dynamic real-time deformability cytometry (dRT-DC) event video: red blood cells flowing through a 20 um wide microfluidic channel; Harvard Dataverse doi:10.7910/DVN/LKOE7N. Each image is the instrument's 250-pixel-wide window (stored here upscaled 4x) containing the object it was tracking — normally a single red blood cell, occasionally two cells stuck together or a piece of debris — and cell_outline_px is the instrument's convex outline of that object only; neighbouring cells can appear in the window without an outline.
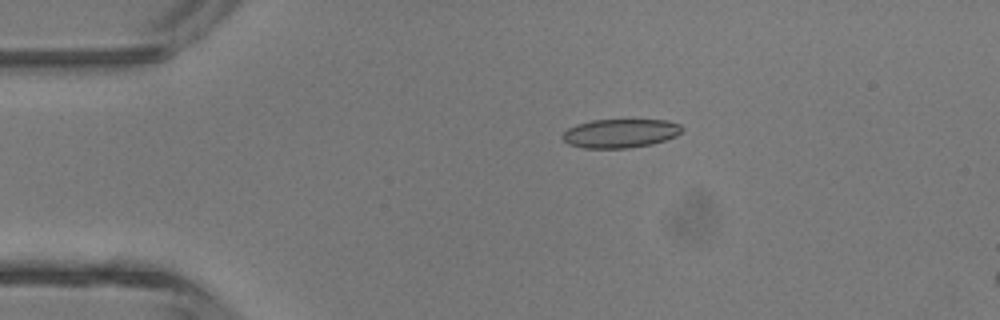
{"species": "common noctule bat (a hibernating species)", "species_latin": "Nyctalus noctula", "temperature_condition": "room temperature", "stored_images_in_passage": 3, "camera_frame_rate_fps": 3000, "um_per_image_px": 0.085, "animal": {"sex": "male", "body_mass_g": 13.3}, "frame": {"image": 1, "passage_image": 2, "time_ms": 1.0, "image_size_px": [1000, 320], "cell_outline_px": [[684, 128], [676, 136], [652, 144], [628, 148], [584, 148], [568, 144], [560, 136], [568, 128], [576, 124], [592, 120], [668, 120], [680, 124]], "centroid_in_image_um": [52.72, 11.33], "position_along_channel_um": 32.3, "area_um2": 20.11}}